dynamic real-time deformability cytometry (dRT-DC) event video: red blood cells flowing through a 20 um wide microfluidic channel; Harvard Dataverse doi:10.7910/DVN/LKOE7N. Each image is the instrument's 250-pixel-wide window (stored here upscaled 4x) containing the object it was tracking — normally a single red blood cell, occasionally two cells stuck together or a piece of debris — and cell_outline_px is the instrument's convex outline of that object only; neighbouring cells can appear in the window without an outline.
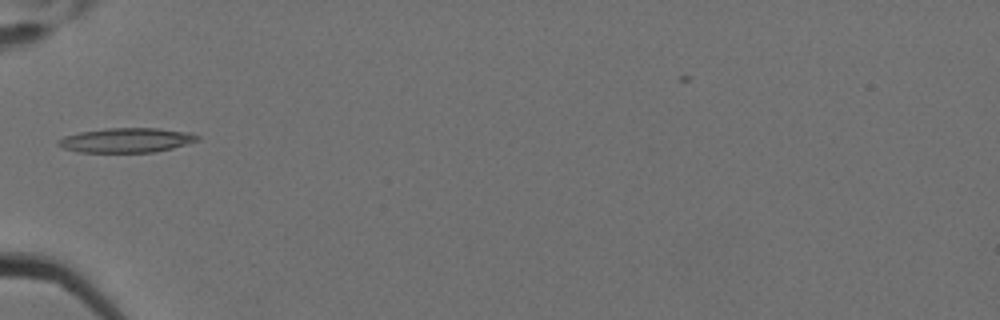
{"species": "Egyptian fruit bat (a non-hibernating species)", "species_latin": "Rousettus aegyptiacus", "temperature_condition": "cold", "stored_images_in_passage": 6, "camera_frame_rate_fps": 3000, "um_per_image_px": 0.085, "animal": {"sex": "female"}, "frame": {"image": 1, "passage_image": 6, "time_ms": 1.667, "image_size_px": [1000, 320], "cell_outline_px": [[200, 140], [172, 148], [156, 152], [76, 152], [64, 148], [56, 144], [56, 140], [64, 136], [80, 132], [104, 128], [160, 128], [188, 132], [200, 136]], "centroid_in_image_um": [10.73, 11.91], "position_along_channel_um": 74.3, "area_um2": 20.06}}